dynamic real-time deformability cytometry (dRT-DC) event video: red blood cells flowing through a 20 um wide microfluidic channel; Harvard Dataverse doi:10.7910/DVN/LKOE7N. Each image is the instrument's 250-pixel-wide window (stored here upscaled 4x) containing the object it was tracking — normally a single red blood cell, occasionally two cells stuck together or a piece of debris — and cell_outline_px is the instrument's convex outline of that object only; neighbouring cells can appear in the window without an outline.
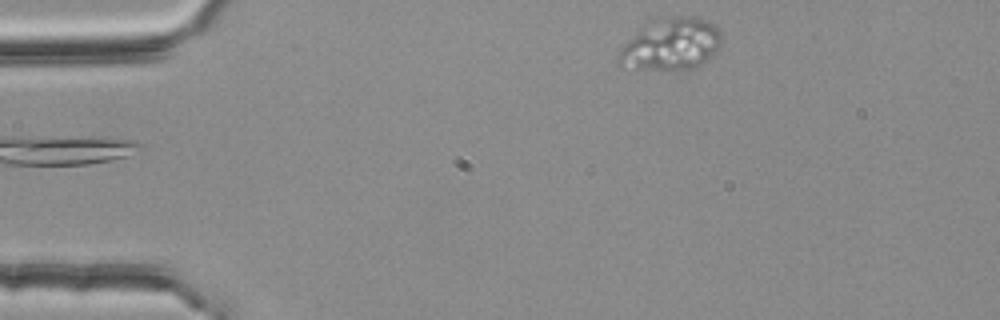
{"species": "common noctule bat (a hibernating species)", "species_latin": "Nyctalus noctula", "temperature_condition": "room temperature", "stored_images_in_passage": 47, "camera_frame_rate_fps": 3000, "um_per_image_px": 0.085, "animal": {"sex": "female", "body_mass_g": 25.1}, "frame": {"image": 1, "passage_image": 1, "time_ms": 0.0, "image_size_px": [1000, 320], "cell_outline_px": [[724, 40], [700, 64], [692, 68], [620, 68], [616, 60], [616, 56], [624, 44], [644, 24], [656, 16], [692, 16], [704, 20], [712, 24], [720, 32]], "centroid_in_image_um": [56.96, 3.71], "position_along_channel_um": 28.0, "area_um2": 30.87}}
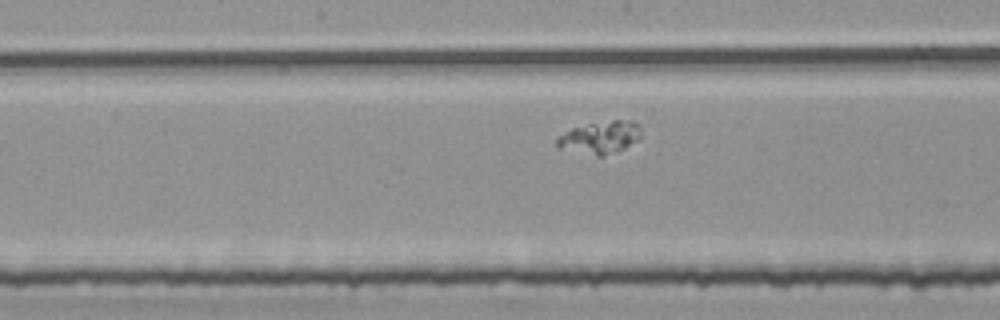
{"frame": {"image": 2, "passage_image": 20, "time_ms": 6.333, "image_size_px": [1000, 320], "cell_outline_px": [[640, 140], [624, 148], [604, 156], [596, 156], [556, 148], [556, 136], [572, 128], [588, 124], [612, 120], [632, 120], [640, 124]], "centroid_in_image_um": [50.99, 11.69], "position_along_channel_um": 197.2, "area_um2": 16.18}}
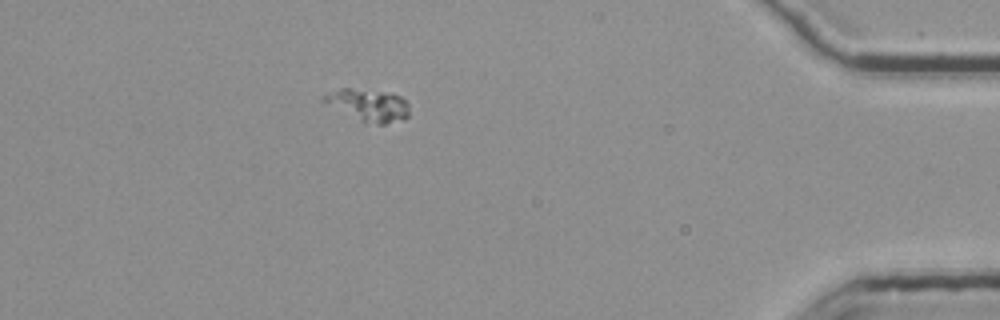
{"frame": {"image": 3, "passage_image": 41, "time_ms": 13.333, "image_size_px": [1000, 320], "cell_outline_px": [[408, 116], [404, 120], [384, 124], [364, 124], [324, 100], [324, 96], [340, 88], [352, 88], [392, 92], [400, 96], [408, 104]], "centroid_in_image_um": [31.41, 8.95], "position_along_channel_um": 403.8, "area_um2": 15.84}}